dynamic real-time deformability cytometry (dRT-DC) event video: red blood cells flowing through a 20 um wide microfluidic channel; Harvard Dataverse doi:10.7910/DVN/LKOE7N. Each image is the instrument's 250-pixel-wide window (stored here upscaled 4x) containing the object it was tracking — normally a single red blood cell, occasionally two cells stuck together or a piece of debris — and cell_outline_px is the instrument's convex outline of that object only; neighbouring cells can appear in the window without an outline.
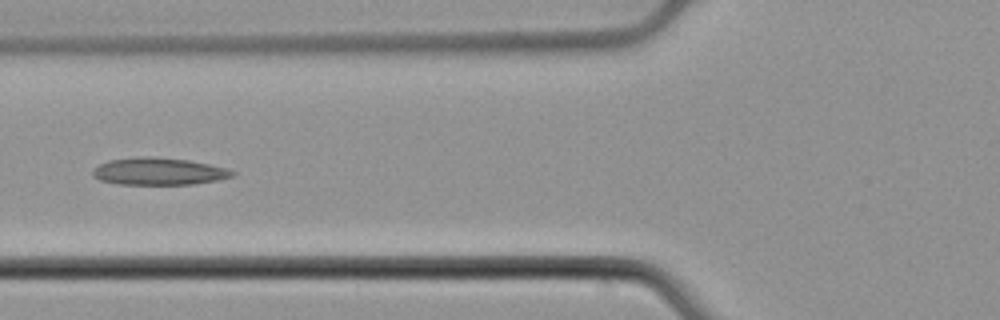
{"species": "common noctule bat (a hibernating species)", "species_latin": "Nyctalus noctula", "temperature_condition": "cold", "stored_images_in_passage": 7, "camera_frame_rate_fps": 3000, "um_per_image_px": 0.085, "animal": {"sex": "male", "body_mass_g": 21.5, "forearm_length_mm": 52.0}, "frame": {"image": 1, "passage_image": 6, "time_ms": 1.667, "image_size_px": [1000, 320], "cell_outline_px": [[236, 172], [232, 176], [220, 180], [192, 184], [120, 184], [100, 180], [92, 176], [92, 172], [100, 164], [108, 160], [136, 156], [152, 156], [188, 160], [208, 164], [224, 168]], "centroid_in_image_um": [13.47, 14.56], "position_along_channel_um": 112.3, "area_um2": 22.08}}
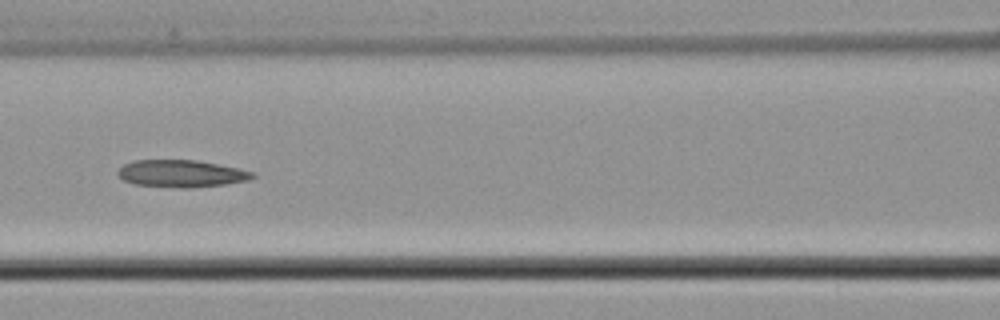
{"frame": {"image": 2, "passage_image": 7, "time_ms": 2.0, "image_size_px": [1000, 320], "cell_outline_px": [[256, 176], [248, 180], [224, 184], [188, 188], [180, 188], [136, 184], [124, 180], [116, 172], [124, 164], [132, 160], [196, 160], [240, 168], [256, 172]], "centroid_in_image_um": [15.44, 14.74], "position_along_channel_um": 151.2, "area_um2": 21.33}}